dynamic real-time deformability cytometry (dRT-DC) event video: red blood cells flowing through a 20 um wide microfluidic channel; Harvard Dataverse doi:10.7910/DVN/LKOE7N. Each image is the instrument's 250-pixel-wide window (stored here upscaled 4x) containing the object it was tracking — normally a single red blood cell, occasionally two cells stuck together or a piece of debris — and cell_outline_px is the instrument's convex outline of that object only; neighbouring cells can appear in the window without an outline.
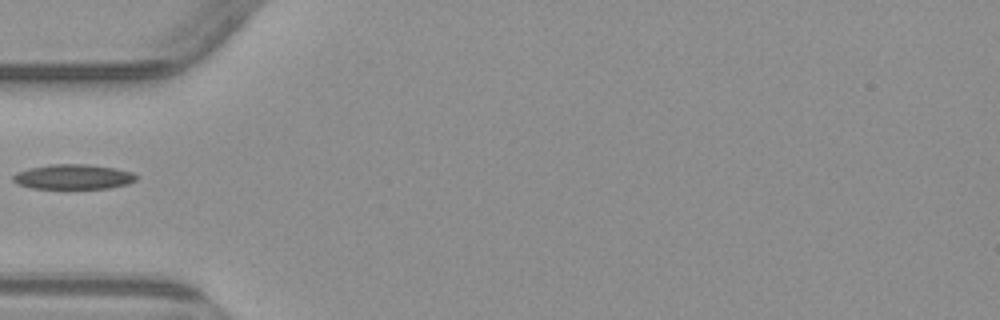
{"species": "common noctule bat (a hibernating species)", "species_latin": "Nyctalus noctula", "temperature_condition": "warm", "stored_images_in_passage": 5, "camera_frame_rate_fps": 3000, "um_per_image_px": 0.085, "animal": {"sex": "male", "body_mass_g": 23.1, "forearm_length_mm": 52.7}, "frame": {"image": 1, "passage_image": 5, "time_ms": 5.0, "image_size_px": [1000, 320], "cell_outline_px": [[140, 176], [136, 180], [128, 184], [108, 188], [32, 188], [20, 184], [12, 180], [12, 176], [16, 172], [28, 168], [52, 164], [88, 164], [116, 168], [132, 172]], "centroid_in_image_um": [6.26, 15.02], "position_along_channel_um": 78.7, "area_um2": 17.92}}